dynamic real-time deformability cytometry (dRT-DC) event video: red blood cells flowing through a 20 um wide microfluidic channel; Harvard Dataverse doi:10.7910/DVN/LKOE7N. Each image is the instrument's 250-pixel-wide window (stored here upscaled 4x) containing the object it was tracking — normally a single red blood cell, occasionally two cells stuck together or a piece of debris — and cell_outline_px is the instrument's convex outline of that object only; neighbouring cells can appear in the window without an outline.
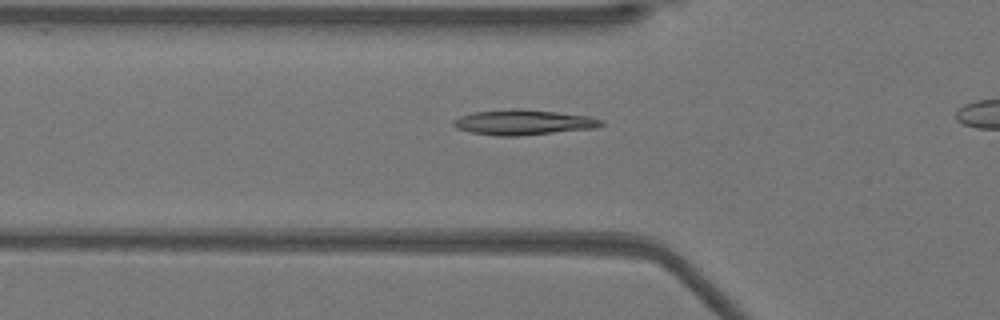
{"species": "Egyptian fruit bat (a non-hibernating species)", "species_latin": "Rousettus aegyptiacus", "temperature_condition": "warm", "stored_images_in_passage": 36, "camera_frame_rate_fps": 3000, "um_per_image_px": 0.085, "animal": {"sex": "female"}, "frame": {"image": 1, "passage_image": 11, "time_ms": 3.333, "image_size_px": [1000, 320], "cell_outline_px": [[604, 124], [596, 128], [520, 136], [496, 136], [468, 132], [456, 128], [452, 124], [452, 120], [460, 116], [472, 112], [512, 108], [520, 108], [556, 112], [588, 116], [604, 120]], "centroid_in_image_um": [44.45, 10.4], "position_along_channel_um": 81.3, "area_um2": 22.02}}
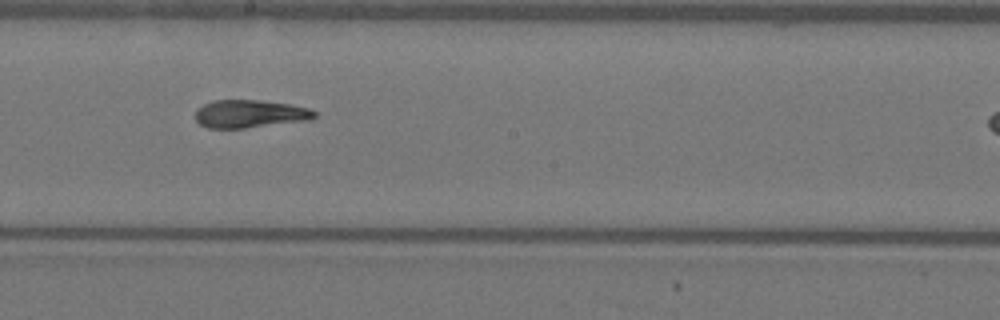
{"frame": {"image": 2, "passage_image": 22, "time_ms": 7.0, "image_size_px": [1000, 320], "cell_outline_px": [[316, 116], [312, 120], [244, 128], [208, 128], [200, 124], [196, 120], [196, 108], [212, 100], [260, 100], [292, 104], [308, 108], [316, 112]], "centroid_in_image_um": [21.25, 9.67], "position_along_channel_um": 226.9, "area_um2": 19.54}}
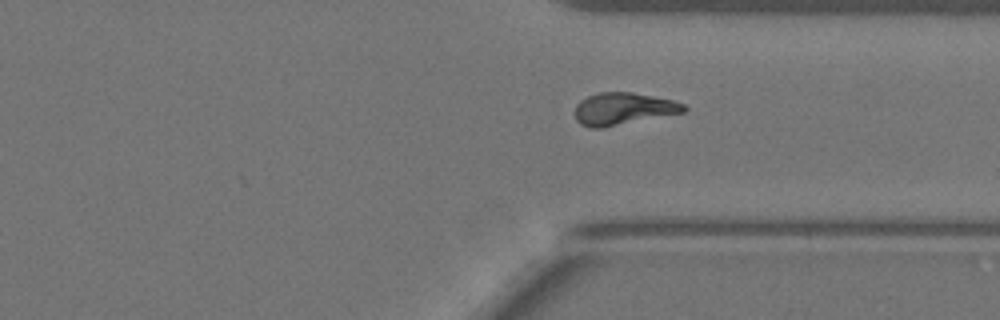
{"frame": {"image": 3, "passage_image": 32, "time_ms": 10.333, "image_size_px": [1000, 320], "cell_outline_px": [[688, 108], [684, 112], [604, 128], [588, 128], [580, 124], [576, 120], [576, 104], [580, 100], [588, 96], [600, 92], [632, 92], [672, 100], [684, 104]], "centroid_in_image_um": [52.96, 9.26], "position_along_channel_um": 358.4, "area_um2": 20.46}}